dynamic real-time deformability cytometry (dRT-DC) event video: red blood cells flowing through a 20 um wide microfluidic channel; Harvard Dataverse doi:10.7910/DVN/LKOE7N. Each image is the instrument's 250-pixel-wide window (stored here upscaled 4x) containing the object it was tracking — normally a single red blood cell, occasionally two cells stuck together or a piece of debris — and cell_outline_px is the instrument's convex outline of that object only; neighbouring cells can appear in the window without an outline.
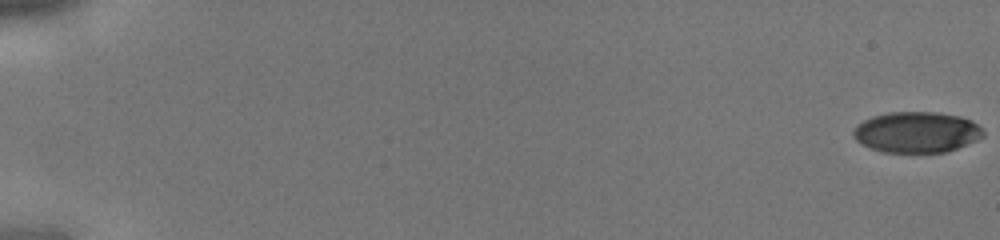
{"species": "human", "species_latin": "Homo sapiens", "temperature_condition": "cold", "stored_images_in_passage": 45, "camera_frame_rate_fps": 3000, "um_per_image_px": 0.085, "donor": {"sex": "male"}, "frame": {"image": 1, "passage_image": 1, "time_ms": 0.0, "image_size_px": [1000, 240], "cell_outline_px": [[984, 136], [976, 140], [956, 148], [944, 152], [884, 152], [860, 144], [852, 136], [852, 132], [864, 120], [872, 116], [888, 112], [936, 112], [960, 116], [972, 120], [984, 132]], "centroid_in_image_um": [77.9, 11.23], "position_along_channel_um": 7.1, "area_um2": 30.75}}
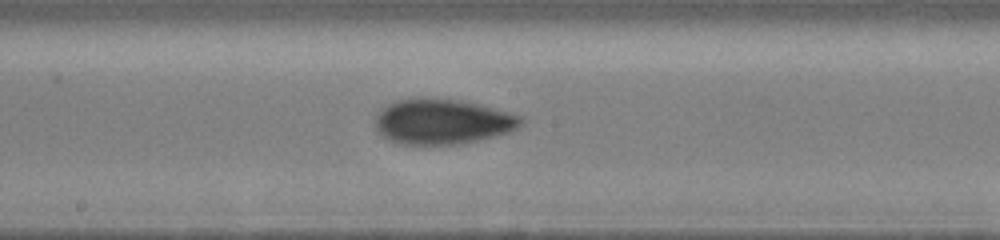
{"frame": {"image": 2, "passage_image": 26, "time_ms": 8.333, "image_size_px": [1000, 240], "cell_outline_px": [[524, 124], [508, 132], [476, 140], [456, 144], [400, 144], [388, 140], [376, 128], [376, 112], [380, 108], [396, 100], [412, 96], [428, 96], [460, 100], [480, 104], [524, 116]], "centroid_in_image_um": [37.58, 10.29], "position_along_channel_um": 210.6, "area_um2": 38.96}}
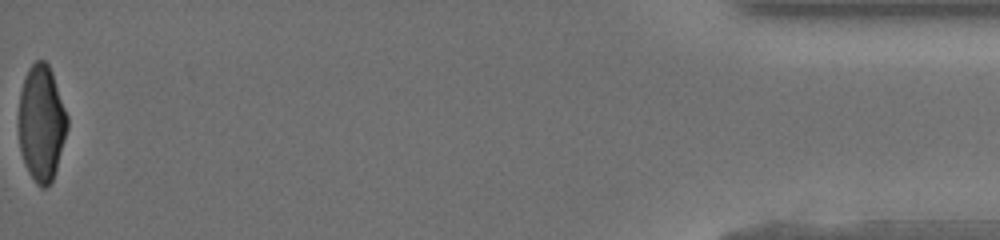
{"frame": {"image": 3, "passage_image": 45, "time_ms": 14.667, "image_size_px": [1000, 240], "cell_outline_px": [[68, 128], [56, 168], [52, 180], [44, 188], [40, 188], [36, 184], [28, 172], [24, 164], [20, 148], [16, 124], [20, 92], [24, 76], [28, 68], [36, 60], [44, 60], [48, 64], [52, 72], [68, 116]], "centroid_in_image_um": [3.49, 10.45], "position_along_channel_um": 431.7, "area_um2": 33.47}}